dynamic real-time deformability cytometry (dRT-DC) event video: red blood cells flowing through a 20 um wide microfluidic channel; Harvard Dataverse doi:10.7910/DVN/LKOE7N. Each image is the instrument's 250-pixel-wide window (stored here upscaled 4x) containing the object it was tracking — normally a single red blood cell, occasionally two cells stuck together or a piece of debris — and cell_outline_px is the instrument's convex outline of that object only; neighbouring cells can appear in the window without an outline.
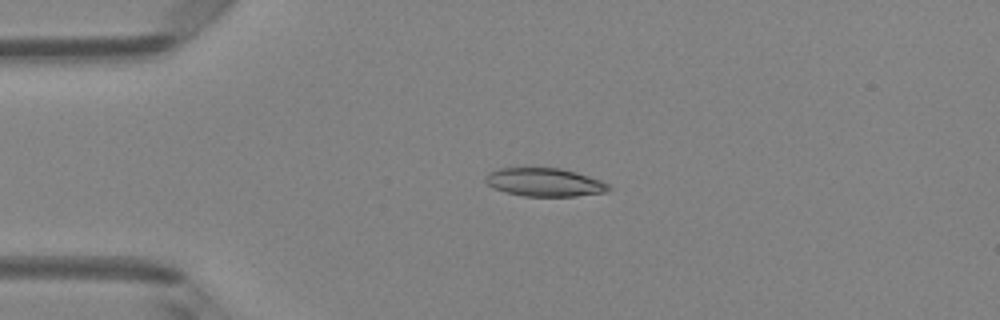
{"species": "Egyptian fruit bat (a non-hibernating species)", "species_latin": "Rousettus aegyptiacus", "temperature_condition": "room temperature", "stored_images_in_passage": 3, "camera_frame_rate_fps": 3000, "um_per_image_px": 0.085, "animal": {"sex": "female"}, "frame": {"image": 1, "passage_image": 2, "time_ms": 0.333, "image_size_px": [1000, 320], "cell_outline_px": [[612, 188], [604, 192], [576, 196], [524, 196], [504, 192], [492, 188], [484, 180], [484, 176], [488, 172], [500, 168], [560, 168], [576, 172], [600, 180], [608, 184]], "centroid_in_image_um": [46.24, 15.49], "position_along_channel_um": 38.8, "area_um2": 20.35}}